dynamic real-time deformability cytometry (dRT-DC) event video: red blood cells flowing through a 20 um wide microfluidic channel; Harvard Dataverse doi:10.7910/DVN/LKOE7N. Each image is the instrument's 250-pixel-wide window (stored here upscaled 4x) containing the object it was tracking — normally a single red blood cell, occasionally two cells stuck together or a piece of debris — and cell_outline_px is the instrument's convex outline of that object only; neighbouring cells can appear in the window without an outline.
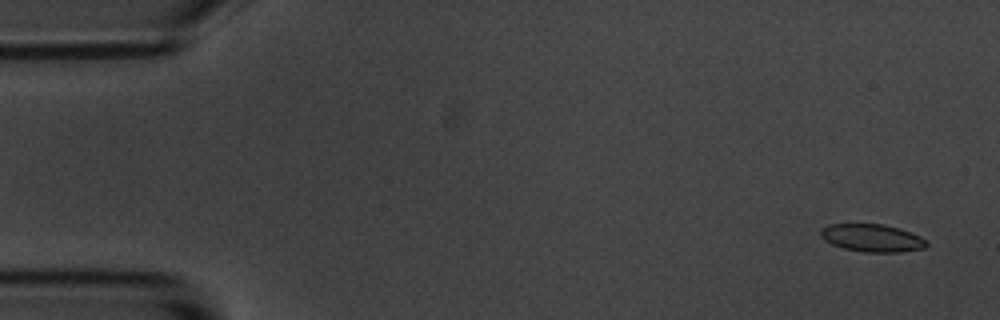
{"species": "common noctule bat (a hibernating species)", "species_latin": "Nyctalus noctula", "temperature_condition": "room temperature", "stored_images_in_passage": 6, "camera_frame_rate_fps": 3000, "um_per_image_px": 0.085, "animal": {"sex": "male", "body_mass_g": 20.1, "forearm_length_mm": 53.5}, "frame": {"image": 1, "passage_image": 1, "time_ms": 0.0, "image_size_px": [1000, 320], "cell_outline_px": [[928, 244], [924, 248], [900, 252], [864, 252], [844, 248], [832, 244], [824, 240], [820, 236], [820, 228], [828, 224], [884, 224], [900, 228], [920, 236]], "centroid_in_image_um": [74.1, 20.22], "position_along_channel_um": 10.9, "area_um2": 17.11}}